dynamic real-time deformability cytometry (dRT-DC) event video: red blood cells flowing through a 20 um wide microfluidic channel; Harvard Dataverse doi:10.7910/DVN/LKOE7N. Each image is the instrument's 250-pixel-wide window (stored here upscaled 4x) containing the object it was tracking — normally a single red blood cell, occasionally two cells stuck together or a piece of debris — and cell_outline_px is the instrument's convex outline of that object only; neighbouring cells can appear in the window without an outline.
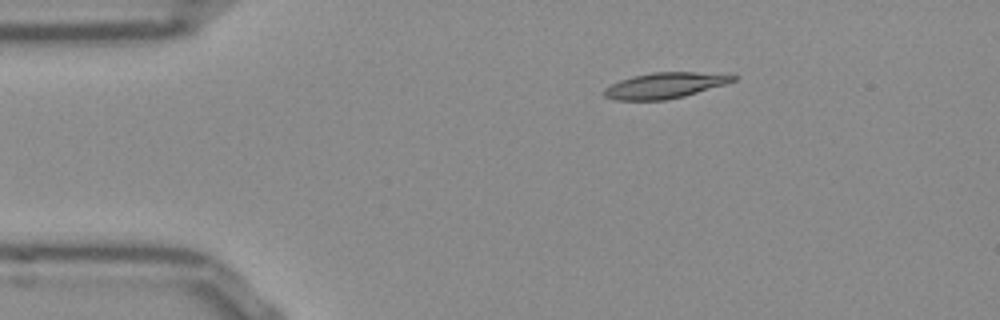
{"species": "Egyptian fruit bat (a non-hibernating species)", "species_latin": "Rousettus aegyptiacus", "temperature_condition": "room temperature", "stored_images_in_passage": 44, "camera_frame_rate_fps": 3000, "um_per_image_px": 0.085, "frame": {"image": 1, "passage_image": 1, "time_ms": 0.0, "image_size_px": [1000, 320], "cell_outline_px": [[740, 76], [736, 80], [724, 84], [684, 96], [664, 100], [616, 100], [604, 96], [600, 92], [604, 88], [620, 80], [632, 76], [652, 72], [696, 72]], "centroid_in_image_um": [56.45, 7.26], "position_along_channel_um": 28.5, "area_um2": 19.25}}
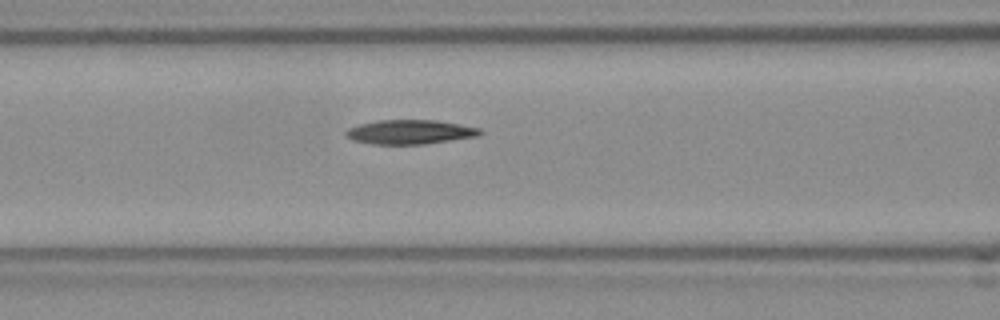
{"frame": {"image": 2, "passage_image": 13, "time_ms": 4.0, "image_size_px": [1000, 320], "cell_outline_px": [[484, 132], [480, 136], [424, 144], [372, 144], [352, 140], [344, 136], [344, 132], [348, 128], [360, 124], [376, 120], [436, 120], [460, 124], [480, 128]], "centroid_in_image_um": [34.85, 11.22], "position_along_channel_um": 131.8, "area_um2": 19.19}}
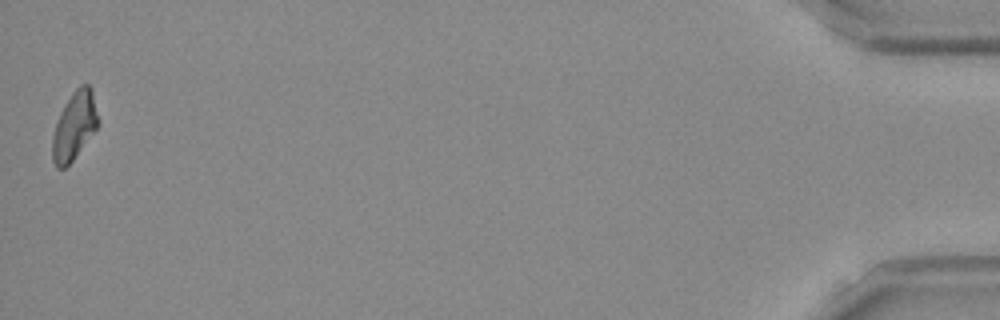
{"frame": {"image": 3, "passage_image": 44, "time_ms": 14.333, "image_size_px": [1000, 320], "cell_outline_px": [[100, 124], [72, 160], [64, 168], [56, 168], [52, 160], [52, 136], [60, 112], [64, 104], [72, 92], [80, 84], [88, 84], [92, 88], [100, 120]], "centroid_in_image_um": [6.34, 10.66], "position_along_channel_um": 428.9, "area_um2": 18.26}}